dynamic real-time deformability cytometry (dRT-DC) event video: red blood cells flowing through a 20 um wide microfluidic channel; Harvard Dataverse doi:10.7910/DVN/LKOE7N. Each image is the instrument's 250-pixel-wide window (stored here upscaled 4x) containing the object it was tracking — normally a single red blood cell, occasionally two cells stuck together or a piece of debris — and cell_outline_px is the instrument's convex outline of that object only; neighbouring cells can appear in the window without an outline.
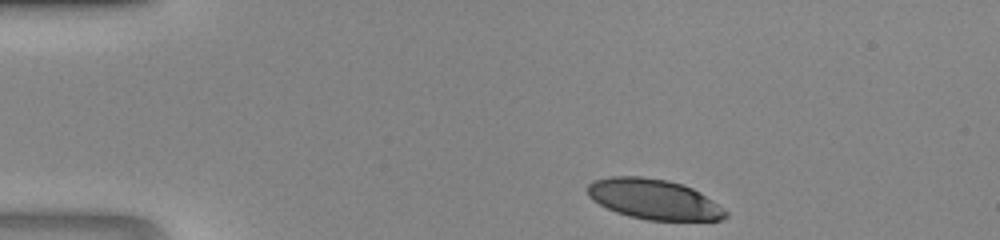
{"species": "human", "species_latin": "Homo sapiens", "temperature_condition": "room temperature", "stored_images_in_passage": 39, "camera_frame_rate_fps": 3000, "um_per_image_px": 0.085, "donor": {"sex": "male"}, "frame": {"image": 1, "passage_image": 1, "time_ms": 0.0, "image_size_px": [1000, 240], "cell_outline_px": [[728, 212], [720, 220], [652, 220], [632, 216], [608, 208], [600, 204], [588, 192], [588, 184], [596, 180], [612, 176], [636, 176], [664, 180], [680, 184], [692, 188]], "centroid_in_image_um": [55.58, 16.93], "position_along_channel_um": 29.4, "area_um2": 31.1}}
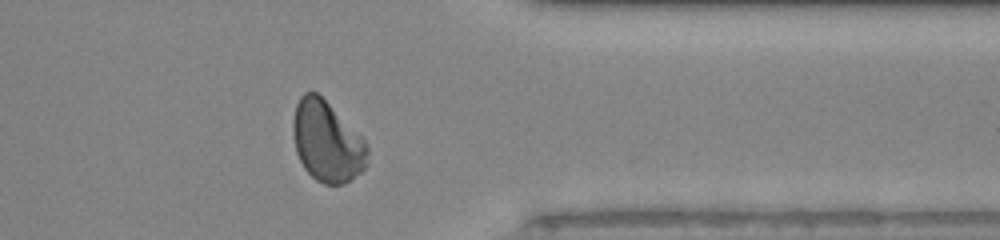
{"frame": {"image": 2, "passage_image": 30, "time_ms": 9.667, "image_size_px": [1000, 240], "cell_outline_px": [[368, 152], [364, 168], [360, 172], [348, 180], [340, 184], [324, 184], [316, 180], [304, 168], [296, 152], [296, 104], [300, 96], [304, 92], [316, 92], [364, 140], [368, 148]], "centroid_in_image_um": [27.81, 12.07], "position_along_channel_um": 383.6, "area_um2": 33.47}}
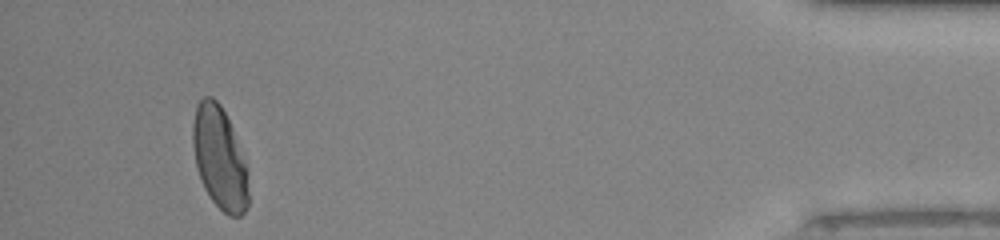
{"frame": {"image": 3, "passage_image": 36, "time_ms": 11.667, "image_size_px": [1000, 240], "cell_outline_px": [[248, 204], [244, 212], [240, 216], [228, 216], [212, 200], [204, 188], [196, 164], [192, 140], [192, 128], [196, 108], [200, 100], [204, 96], [212, 96], [220, 104], [228, 120], [244, 164], [248, 196]], "centroid_in_image_um": [18.62, 13.44], "position_along_channel_um": 416.6, "area_um2": 32.08}}